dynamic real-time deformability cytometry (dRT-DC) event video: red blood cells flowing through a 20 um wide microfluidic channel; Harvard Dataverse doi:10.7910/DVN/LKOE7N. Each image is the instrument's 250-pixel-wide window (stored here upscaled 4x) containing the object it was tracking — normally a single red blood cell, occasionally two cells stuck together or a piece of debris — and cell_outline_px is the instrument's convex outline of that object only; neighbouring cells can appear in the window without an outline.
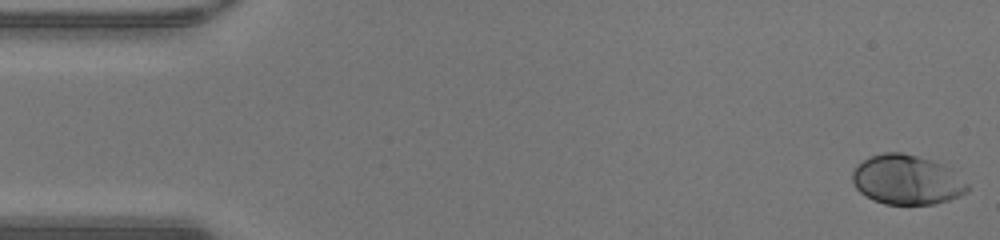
{"species": "human", "species_latin": "Homo sapiens", "temperature_condition": "warm", "stored_images_in_passage": 48, "camera_frame_rate_fps": 3000, "um_per_image_px": 0.085, "donor": {"sex": "male"}, "frame": {"image": 1, "passage_image": 1, "time_ms": 0.0, "image_size_px": [1000, 240], "cell_outline_px": [[968, 192], [960, 196], [948, 200], [932, 204], [884, 204], [872, 200], [860, 192], [856, 188], [852, 180], [852, 172], [864, 160], [872, 156], [884, 152], [900, 152], [916, 156], [944, 164], [968, 184]], "centroid_in_image_um": [77.08, 15.29], "position_along_channel_um": 7.9, "area_um2": 33.0}}
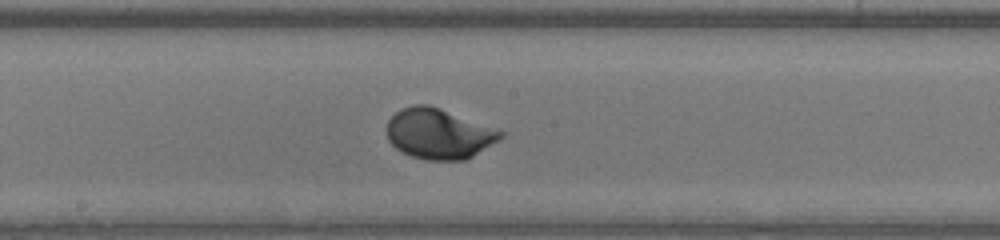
{"frame": {"image": 2, "passage_image": 25, "time_ms": 8.0, "image_size_px": [1000, 240], "cell_outline_px": [[504, 136], [500, 140], [472, 156], [464, 160], [424, 160], [412, 156], [396, 148], [388, 140], [388, 120], [400, 108], [412, 104], [428, 104], [440, 108], [504, 132]], "centroid_in_image_um": [37.28, 11.36], "position_along_channel_um": 210.9, "area_um2": 33.12}}
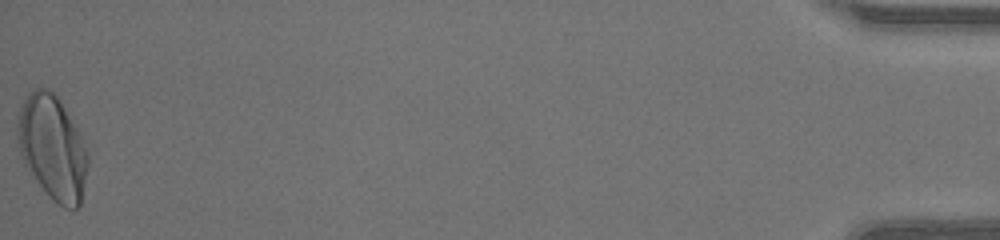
{"frame": {"image": 3, "passage_image": 48, "time_ms": 15.667, "image_size_px": [1000, 240], "cell_outline_px": [[88, 164], [80, 204], [76, 208], [64, 208], [52, 200], [48, 196], [24, 164], [20, 152], [16, 136], [16, 132], [20, 104], [28, 92], [32, 88], [48, 88], [56, 92], [80, 132], [88, 152]], "centroid_in_image_um": [4.45, 12.48], "position_along_channel_um": 430.8, "area_um2": 43.29}, "authors_computed_cell_mechanics": {"area_um2": 32.7148, "velocity_mm_per_s": 4.3061, "shape_relaxation_time_tau1_ms": 1.8464, "shape_relaxation_time_tau2_ms": null, "deformation_change_tau1": 0.1503, "deformation_change_tau2": null}}